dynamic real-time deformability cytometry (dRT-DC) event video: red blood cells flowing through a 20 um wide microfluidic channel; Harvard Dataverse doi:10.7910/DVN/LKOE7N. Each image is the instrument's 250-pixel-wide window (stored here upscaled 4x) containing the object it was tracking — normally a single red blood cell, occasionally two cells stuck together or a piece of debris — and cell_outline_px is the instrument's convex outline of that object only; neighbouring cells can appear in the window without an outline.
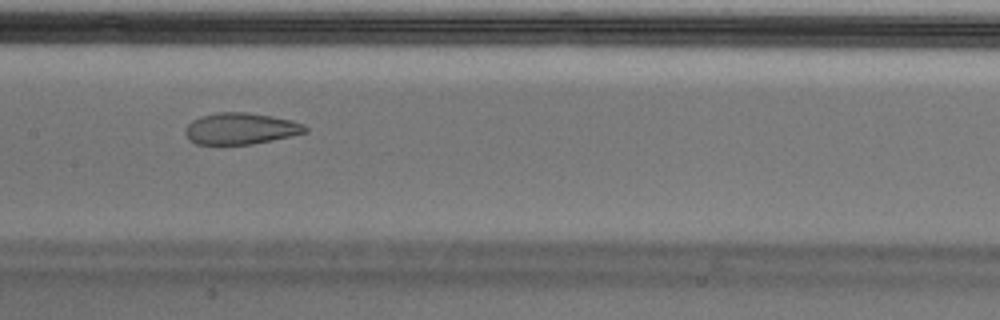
{"species": "Egyptian fruit bat (a non-hibernating species)", "species_latin": "Rousettus aegyptiacus", "temperature_condition": "cold", "stored_images_in_passage": 31, "camera_frame_rate_fps": 3000, "um_per_image_px": 0.085, "animal": {"sex": "male"}, "frame": {"image": 1, "passage_image": 10, "time_ms": 3.0, "image_size_px": [1000, 320], "cell_outline_px": [[308, 132], [292, 136], [252, 144], [196, 144], [188, 140], [184, 132], [184, 128], [192, 120], [200, 116], [220, 112], [248, 112], [272, 116], [292, 120], [304, 124], [308, 128]], "centroid_in_image_um": [20.45, 10.93], "position_along_channel_um": 186.9, "area_um2": 22.2}}
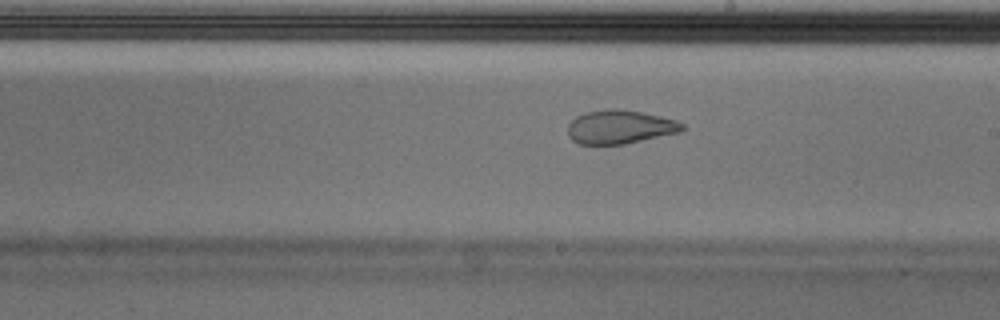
{"frame": {"image": 2, "passage_image": 14, "time_ms": 4.333, "image_size_px": [1000, 320], "cell_outline_px": [[684, 128], [680, 132], [624, 144], [580, 144], [572, 140], [568, 136], [568, 124], [576, 116], [584, 112], [608, 108], [620, 108], [644, 112], [676, 120], [684, 124]], "centroid_in_image_um": [52.68, 10.77], "position_along_channel_um": 236.3, "area_um2": 22.66}}